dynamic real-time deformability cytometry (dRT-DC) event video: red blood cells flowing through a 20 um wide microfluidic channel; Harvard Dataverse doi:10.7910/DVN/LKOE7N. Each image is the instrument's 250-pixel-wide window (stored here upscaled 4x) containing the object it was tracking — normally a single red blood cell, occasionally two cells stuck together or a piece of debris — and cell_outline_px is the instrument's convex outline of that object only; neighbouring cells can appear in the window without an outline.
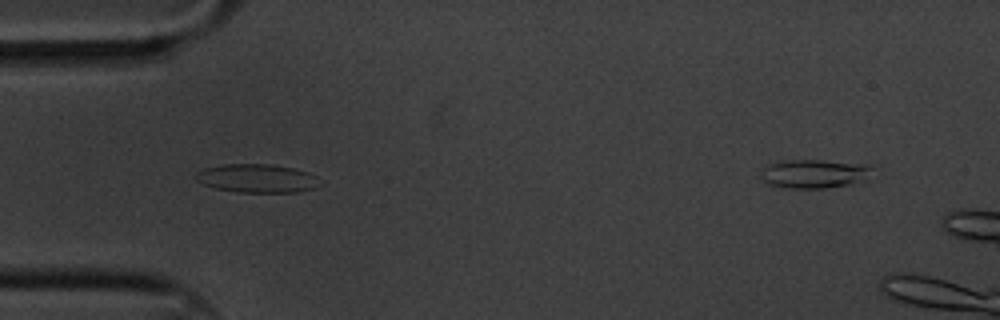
{"species": "common noctule bat (a hibernating species)", "species_latin": "Nyctalus noctula", "temperature_condition": "cold", "stored_images_in_passage": 5, "camera_frame_rate_fps": 3000, "um_per_image_px": 0.085, "animal": {"sex": "male", "body_mass_g": 20.1, "forearm_length_mm": 53.5}, "frame": {"image": 1, "passage_image": 4, "time_ms": 1.0, "image_size_px": [1000, 320], "cell_outline_px": [[324, 184], [316, 188], [300, 192], [240, 192], [216, 188], [204, 184], [196, 180], [196, 172], [204, 168], [220, 164], [272, 164], [292, 168], [308, 172], [316, 176]], "centroid_in_image_um": [21.9, 15.16], "position_along_channel_um": 63.1, "area_um2": 20.81}}